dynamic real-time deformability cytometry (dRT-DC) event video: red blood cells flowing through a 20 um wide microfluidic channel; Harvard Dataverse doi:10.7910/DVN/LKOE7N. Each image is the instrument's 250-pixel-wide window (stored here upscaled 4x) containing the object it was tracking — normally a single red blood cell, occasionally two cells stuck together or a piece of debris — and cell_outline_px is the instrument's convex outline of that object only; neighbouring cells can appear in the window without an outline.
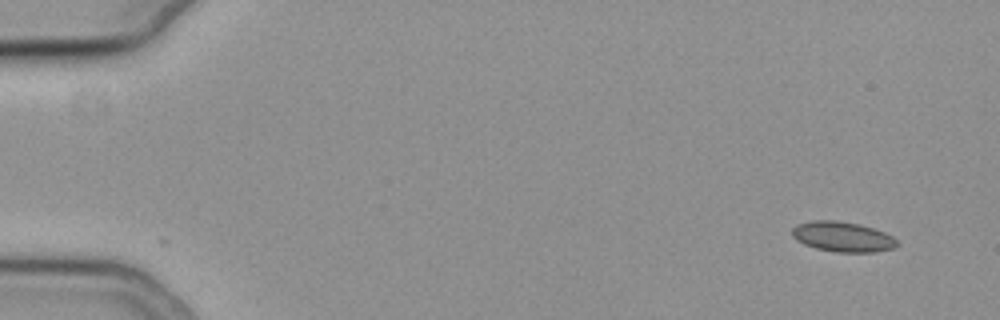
{"species": "common noctule bat (a hibernating species)", "species_latin": "Nyctalus noctula", "temperature_condition": "cold", "stored_images_in_passage": 7, "camera_frame_rate_fps": 3000, "um_per_image_px": 0.085, "animal": {"sex": "female", "body_mass_g": 19.3, "forearm_length_mm": 54.1}, "frame": {"image": 1, "passage_image": 1, "time_ms": 0.0, "image_size_px": [1000, 320], "cell_outline_px": [[900, 244], [896, 248], [872, 252], [836, 252], [816, 248], [804, 244], [796, 240], [792, 236], [792, 228], [796, 224], [812, 220], [836, 220], [860, 224], [884, 232], [892, 236]], "centroid_in_image_um": [71.62, 20.12], "position_along_channel_um": 13.4, "area_um2": 18.55}}